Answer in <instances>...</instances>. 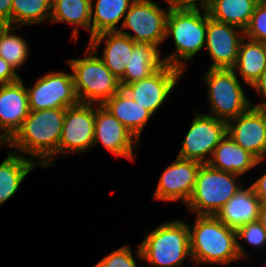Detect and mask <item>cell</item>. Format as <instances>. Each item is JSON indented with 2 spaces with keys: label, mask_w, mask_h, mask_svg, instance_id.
<instances>
[{
  "label": "cell",
  "mask_w": 266,
  "mask_h": 267,
  "mask_svg": "<svg viewBox=\"0 0 266 267\" xmlns=\"http://www.w3.org/2000/svg\"><path fill=\"white\" fill-rule=\"evenodd\" d=\"M65 114L66 108L30 110L22 127L5 145L13 148V152L22 151L32 160L38 159L41 167L52 166L58 156Z\"/></svg>",
  "instance_id": "obj_1"
},
{
  "label": "cell",
  "mask_w": 266,
  "mask_h": 267,
  "mask_svg": "<svg viewBox=\"0 0 266 267\" xmlns=\"http://www.w3.org/2000/svg\"><path fill=\"white\" fill-rule=\"evenodd\" d=\"M191 228L189 226L190 254L195 265H228L241 259L237 251L236 230L223 224L216 216L196 215Z\"/></svg>",
  "instance_id": "obj_2"
},
{
  "label": "cell",
  "mask_w": 266,
  "mask_h": 267,
  "mask_svg": "<svg viewBox=\"0 0 266 267\" xmlns=\"http://www.w3.org/2000/svg\"><path fill=\"white\" fill-rule=\"evenodd\" d=\"M137 256L152 267H180L187 257L191 260L189 225L182 220L162 223L138 246Z\"/></svg>",
  "instance_id": "obj_3"
},
{
  "label": "cell",
  "mask_w": 266,
  "mask_h": 267,
  "mask_svg": "<svg viewBox=\"0 0 266 267\" xmlns=\"http://www.w3.org/2000/svg\"><path fill=\"white\" fill-rule=\"evenodd\" d=\"M207 11L172 10L166 23V38L173 36L175 52L163 57L164 63L185 72L186 62L198 53L206 41ZM186 61V62H185Z\"/></svg>",
  "instance_id": "obj_4"
},
{
  "label": "cell",
  "mask_w": 266,
  "mask_h": 267,
  "mask_svg": "<svg viewBox=\"0 0 266 267\" xmlns=\"http://www.w3.org/2000/svg\"><path fill=\"white\" fill-rule=\"evenodd\" d=\"M95 51L88 45L86 57L70 59L75 91L80 103L102 105L120 89L119 79L106 67Z\"/></svg>",
  "instance_id": "obj_5"
},
{
  "label": "cell",
  "mask_w": 266,
  "mask_h": 267,
  "mask_svg": "<svg viewBox=\"0 0 266 267\" xmlns=\"http://www.w3.org/2000/svg\"><path fill=\"white\" fill-rule=\"evenodd\" d=\"M237 176L239 178L240 175L201 164L193 193L186 204L187 209L195 215L215 216L242 188Z\"/></svg>",
  "instance_id": "obj_6"
},
{
  "label": "cell",
  "mask_w": 266,
  "mask_h": 267,
  "mask_svg": "<svg viewBox=\"0 0 266 267\" xmlns=\"http://www.w3.org/2000/svg\"><path fill=\"white\" fill-rule=\"evenodd\" d=\"M203 78L207 82L211 116L228 122L252 106L233 69H209Z\"/></svg>",
  "instance_id": "obj_7"
},
{
  "label": "cell",
  "mask_w": 266,
  "mask_h": 267,
  "mask_svg": "<svg viewBox=\"0 0 266 267\" xmlns=\"http://www.w3.org/2000/svg\"><path fill=\"white\" fill-rule=\"evenodd\" d=\"M169 10L165 11L152 0H135L124 16L118 30L135 43H147L159 47L166 40V23ZM130 29L135 34L128 33Z\"/></svg>",
  "instance_id": "obj_8"
},
{
  "label": "cell",
  "mask_w": 266,
  "mask_h": 267,
  "mask_svg": "<svg viewBox=\"0 0 266 267\" xmlns=\"http://www.w3.org/2000/svg\"><path fill=\"white\" fill-rule=\"evenodd\" d=\"M226 134L227 122L208 114H196L182 141L178 157L207 164L215 147ZM209 154V159H206Z\"/></svg>",
  "instance_id": "obj_9"
},
{
  "label": "cell",
  "mask_w": 266,
  "mask_h": 267,
  "mask_svg": "<svg viewBox=\"0 0 266 267\" xmlns=\"http://www.w3.org/2000/svg\"><path fill=\"white\" fill-rule=\"evenodd\" d=\"M26 90L31 111L68 108L80 103L72 74L65 72L48 73Z\"/></svg>",
  "instance_id": "obj_10"
},
{
  "label": "cell",
  "mask_w": 266,
  "mask_h": 267,
  "mask_svg": "<svg viewBox=\"0 0 266 267\" xmlns=\"http://www.w3.org/2000/svg\"><path fill=\"white\" fill-rule=\"evenodd\" d=\"M95 104L79 103L66 108L58 155L86 152L93 147Z\"/></svg>",
  "instance_id": "obj_11"
},
{
  "label": "cell",
  "mask_w": 266,
  "mask_h": 267,
  "mask_svg": "<svg viewBox=\"0 0 266 267\" xmlns=\"http://www.w3.org/2000/svg\"><path fill=\"white\" fill-rule=\"evenodd\" d=\"M182 75L183 72L180 69L164 64L149 77L121 88L153 115L163 105Z\"/></svg>",
  "instance_id": "obj_12"
},
{
  "label": "cell",
  "mask_w": 266,
  "mask_h": 267,
  "mask_svg": "<svg viewBox=\"0 0 266 267\" xmlns=\"http://www.w3.org/2000/svg\"><path fill=\"white\" fill-rule=\"evenodd\" d=\"M243 38V29L215 21L209 17L207 12L205 47L207 46V51L212 59L209 69H232L236 64L239 46Z\"/></svg>",
  "instance_id": "obj_13"
},
{
  "label": "cell",
  "mask_w": 266,
  "mask_h": 267,
  "mask_svg": "<svg viewBox=\"0 0 266 267\" xmlns=\"http://www.w3.org/2000/svg\"><path fill=\"white\" fill-rule=\"evenodd\" d=\"M227 134L258 160L266 158V113L261 107L248 110L227 122Z\"/></svg>",
  "instance_id": "obj_14"
},
{
  "label": "cell",
  "mask_w": 266,
  "mask_h": 267,
  "mask_svg": "<svg viewBox=\"0 0 266 267\" xmlns=\"http://www.w3.org/2000/svg\"><path fill=\"white\" fill-rule=\"evenodd\" d=\"M201 163L176 157L161 174L154 198L161 201H181L187 204L197 179Z\"/></svg>",
  "instance_id": "obj_15"
},
{
  "label": "cell",
  "mask_w": 266,
  "mask_h": 267,
  "mask_svg": "<svg viewBox=\"0 0 266 267\" xmlns=\"http://www.w3.org/2000/svg\"><path fill=\"white\" fill-rule=\"evenodd\" d=\"M101 141L104 148L115 156L134 159L139 140L104 106L95 104V129L93 146Z\"/></svg>",
  "instance_id": "obj_16"
},
{
  "label": "cell",
  "mask_w": 266,
  "mask_h": 267,
  "mask_svg": "<svg viewBox=\"0 0 266 267\" xmlns=\"http://www.w3.org/2000/svg\"><path fill=\"white\" fill-rule=\"evenodd\" d=\"M30 112L28 93L22 78L14 83L0 84V144H6L22 127Z\"/></svg>",
  "instance_id": "obj_17"
},
{
  "label": "cell",
  "mask_w": 266,
  "mask_h": 267,
  "mask_svg": "<svg viewBox=\"0 0 266 267\" xmlns=\"http://www.w3.org/2000/svg\"><path fill=\"white\" fill-rule=\"evenodd\" d=\"M106 38V40H105ZM105 40L102 60L106 67L120 80L125 73L135 42L118 31L103 32L89 39V46L96 52Z\"/></svg>",
  "instance_id": "obj_18"
},
{
  "label": "cell",
  "mask_w": 266,
  "mask_h": 267,
  "mask_svg": "<svg viewBox=\"0 0 266 267\" xmlns=\"http://www.w3.org/2000/svg\"><path fill=\"white\" fill-rule=\"evenodd\" d=\"M261 203L251 186L242 187L215 216L223 224L237 230L258 220Z\"/></svg>",
  "instance_id": "obj_19"
},
{
  "label": "cell",
  "mask_w": 266,
  "mask_h": 267,
  "mask_svg": "<svg viewBox=\"0 0 266 267\" xmlns=\"http://www.w3.org/2000/svg\"><path fill=\"white\" fill-rule=\"evenodd\" d=\"M262 161L243 149L226 134L215 147L207 164L217 170L242 175Z\"/></svg>",
  "instance_id": "obj_20"
},
{
  "label": "cell",
  "mask_w": 266,
  "mask_h": 267,
  "mask_svg": "<svg viewBox=\"0 0 266 267\" xmlns=\"http://www.w3.org/2000/svg\"><path fill=\"white\" fill-rule=\"evenodd\" d=\"M102 106L140 141L142 130L152 116L145 107L136 103L122 88Z\"/></svg>",
  "instance_id": "obj_21"
},
{
  "label": "cell",
  "mask_w": 266,
  "mask_h": 267,
  "mask_svg": "<svg viewBox=\"0 0 266 267\" xmlns=\"http://www.w3.org/2000/svg\"><path fill=\"white\" fill-rule=\"evenodd\" d=\"M158 47L147 43H135L120 86L140 81L152 75L164 65Z\"/></svg>",
  "instance_id": "obj_22"
},
{
  "label": "cell",
  "mask_w": 266,
  "mask_h": 267,
  "mask_svg": "<svg viewBox=\"0 0 266 267\" xmlns=\"http://www.w3.org/2000/svg\"><path fill=\"white\" fill-rule=\"evenodd\" d=\"M36 166V160L10 152L0 164V205L15 195L20 184Z\"/></svg>",
  "instance_id": "obj_23"
},
{
  "label": "cell",
  "mask_w": 266,
  "mask_h": 267,
  "mask_svg": "<svg viewBox=\"0 0 266 267\" xmlns=\"http://www.w3.org/2000/svg\"><path fill=\"white\" fill-rule=\"evenodd\" d=\"M243 81L251 87L260 78L261 73L266 69V43L251 39H242L235 66Z\"/></svg>",
  "instance_id": "obj_24"
},
{
  "label": "cell",
  "mask_w": 266,
  "mask_h": 267,
  "mask_svg": "<svg viewBox=\"0 0 266 267\" xmlns=\"http://www.w3.org/2000/svg\"><path fill=\"white\" fill-rule=\"evenodd\" d=\"M135 0H91V38L103 32L118 31L116 26ZM95 11L93 13V10Z\"/></svg>",
  "instance_id": "obj_25"
},
{
  "label": "cell",
  "mask_w": 266,
  "mask_h": 267,
  "mask_svg": "<svg viewBox=\"0 0 266 267\" xmlns=\"http://www.w3.org/2000/svg\"><path fill=\"white\" fill-rule=\"evenodd\" d=\"M49 21L76 25L71 36L74 42L79 35L77 26L88 30L91 38V0H52Z\"/></svg>",
  "instance_id": "obj_26"
},
{
  "label": "cell",
  "mask_w": 266,
  "mask_h": 267,
  "mask_svg": "<svg viewBox=\"0 0 266 267\" xmlns=\"http://www.w3.org/2000/svg\"><path fill=\"white\" fill-rule=\"evenodd\" d=\"M260 0H211L208 15L215 21L245 29Z\"/></svg>",
  "instance_id": "obj_27"
},
{
  "label": "cell",
  "mask_w": 266,
  "mask_h": 267,
  "mask_svg": "<svg viewBox=\"0 0 266 267\" xmlns=\"http://www.w3.org/2000/svg\"><path fill=\"white\" fill-rule=\"evenodd\" d=\"M52 0H13L11 26L42 23L51 18Z\"/></svg>",
  "instance_id": "obj_28"
},
{
  "label": "cell",
  "mask_w": 266,
  "mask_h": 267,
  "mask_svg": "<svg viewBox=\"0 0 266 267\" xmlns=\"http://www.w3.org/2000/svg\"><path fill=\"white\" fill-rule=\"evenodd\" d=\"M18 27L0 26V57L15 69L22 66L28 59L27 42L19 35L11 33Z\"/></svg>",
  "instance_id": "obj_29"
},
{
  "label": "cell",
  "mask_w": 266,
  "mask_h": 267,
  "mask_svg": "<svg viewBox=\"0 0 266 267\" xmlns=\"http://www.w3.org/2000/svg\"><path fill=\"white\" fill-rule=\"evenodd\" d=\"M237 251L241 259L246 256L244 248L239 243L243 240L254 247H262L266 244V230L262 227L261 223L257 220L255 222L247 223L236 230Z\"/></svg>",
  "instance_id": "obj_30"
},
{
  "label": "cell",
  "mask_w": 266,
  "mask_h": 267,
  "mask_svg": "<svg viewBox=\"0 0 266 267\" xmlns=\"http://www.w3.org/2000/svg\"><path fill=\"white\" fill-rule=\"evenodd\" d=\"M244 37L246 40L266 43V0H260L256 4L250 21L244 29Z\"/></svg>",
  "instance_id": "obj_31"
},
{
  "label": "cell",
  "mask_w": 266,
  "mask_h": 267,
  "mask_svg": "<svg viewBox=\"0 0 266 267\" xmlns=\"http://www.w3.org/2000/svg\"><path fill=\"white\" fill-rule=\"evenodd\" d=\"M128 245L112 251L93 267H137L135 258Z\"/></svg>",
  "instance_id": "obj_32"
},
{
  "label": "cell",
  "mask_w": 266,
  "mask_h": 267,
  "mask_svg": "<svg viewBox=\"0 0 266 267\" xmlns=\"http://www.w3.org/2000/svg\"><path fill=\"white\" fill-rule=\"evenodd\" d=\"M165 1H167L169 5V7L167 8L169 11L201 10V8L202 11H207L211 0H165Z\"/></svg>",
  "instance_id": "obj_33"
},
{
  "label": "cell",
  "mask_w": 266,
  "mask_h": 267,
  "mask_svg": "<svg viewBox=\"0 0 266 267\" xmlns=\"http://www.w3.org/2000/svg\"><path fill=\"white\" fill-rule=\"evenodd\" d=\"M20 79L16 69L0 57V84L14 83Z\"/></svg>",
  "instance_id": "obj_34"
},
{
  "label": "cell",
  "mask_w": 266,
  "mask_h": 267,
  "mask_svg": "<svg viewBox=\"0 0 266 267\" xmlns=\"http://www.w3.org/2000/svg\"><path fill=\"white\" fill-rule=\"evenodd\" d=\"M13 0H0V26H11V6Z\"/></svg>",
  "instance_id": "obj_35"
},
{
  "label": "cell",
  "mask_w": 266,
  "mask_h": 267,
  "mask_svg": "<svg viewBox=\"0 0 266 267\" xmlns=\"http://www.w3.org/2000/svg\"><path fill=\"white\" fill-rule=\"evenodd\" d=\"M260 201L266 202V173L250 185Z\"/></svg>",
  "instance_id": "obj_36"
},
{
  "label": "cell",
  "mask_w": 266,
  "mask_h": 267,
  "mask_svg": "<svg viewBox=\"0 0 266 267\" xmlns=\"http://www.w3.org/2000/svg\"><path fill=\"white\" fill-rule=\"evenodd\" d=\"M252 87L266 99V69L261 73L260 78Z\"/></svg>",
  "instance_id": "obj_37"
},
{
  "label": "cell",
  "mask_w": 266,
  "mask_h": 267,
  "mask_svg": "<svg viewBox=\"0 0 266 267\" xmlns=\"http://www.w3.org/2000/svg\"><path fill=\"white\" fill-rule=\"evenodd\" d=\"M258 221L261 223L262 227L266 230V202L261 203Z\"/></svg>",
  "instance_id": "obj_38"
},
{
  "label": "cell",
  "mask_w": 266,
  "mask_h": 267,
  "mask_svg": "<svg viewBox=\"0 0 266 267\" xmlns=\"http://www.w3.org/2000/svg\"><path fill=\"white\" fill-rule=\"evenodd\" d=\"M256 107H261L265 113H266V102H260L257 105H255Z\"/></svg>",
  "instance_id": "obj_39"
}]
</instances>
